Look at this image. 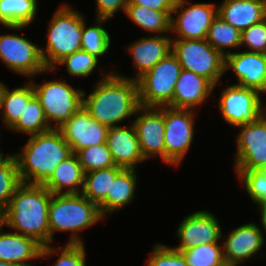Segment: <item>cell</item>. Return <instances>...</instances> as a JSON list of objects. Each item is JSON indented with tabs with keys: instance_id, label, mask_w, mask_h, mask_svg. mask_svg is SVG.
<instances>
[{
	"instance_id": "obj_1",
	"label": "cell",
	"mask_w": 266,
	"mask_h": 266,
	"mask_svg": "<svg viewBox=\"0 0 266 266\" xmlns=\"http://www.w3.org/2000/svg\"><path fill=\"white\" fill-rule=\"evenodd\" d=\"M102 70L100 72L103 75L91 93L87 95L84 91L83 107L100 124L107 127L120 126L117 124L135 116L141 107L138 80L121 75L120 72Z\"/></svg>"
},
{
	"instance_id": "obj_2",
	"label": "cell",
	"mask_w": 266,
	"mask_h": 266,
	"mask_svg": "<svg viewBox=\"0 0 266 266\" xmlns=\"http://www.w3.org/2000/svg\"><path fill=\"white\" fill-rule=\"evenodd\" d=\"M51 196L44 185L22 183L1 213L2 225L33 238L42 247L50 245L48 209Z\"/></svg>"
},
{
	"instance_id": "obj_3",
	"label": "cell",
	"mask_w": 266,
	"mask_h": 266,
	"mask_svg": "<svg viewBox=\"0 0 266 266\" xmlns=\"http://www.w3.org/2000/svg\"><path fill=\"white\" fill-rule=\"evenodd\" d=\"M73 154L58 129L32 135L19 153L17 161L22 183L43 185L56 166Z\"/></svg>"
},
{
	"instance_id": "obj_4",
	"label": "cell",
	"mask_w": 266,
	"mask_h": 266,
	"mask_svg": "<svg viewBox=\"0 0 266 266\" xmlns=\"http://www.w3.org/2000/svg\"><path fill=\"white\" fill-rule=\"evenodd\" d=\"M103 217L100 207L81 193L52 194L48 209L50 244L54 241V232L58 231L71 232L67 243H84L81 231L92 227Z\"/></svg>"
},
{
	"instance_id": "obj_5",
	"label": "cell",
	"mask_w": 266,
	"mask_h": 266,
	"mask_svg": "<svg viewBox=\"0 0 266 266\" xmlns=\"http://www.w3.org/2000/svg\"><path fill=\"white\" fill-rule=\"evenodd\" d=\"M67 4H60L47 28V44L40 46L44 65L53 69L65 56L81 50L84 14L73 10Z\"/></svg>"
},
{
	"instance_id": "obj_6",
	"label": "cell",
	"mask_w": 266,
	"mask_h": 266,
	"mask_svg": "<svg viewBox=\"0 0 266 266\" xmlns=\"http://www.w3.org/2000/svg\"><path fill=\"white\" fill-rule=\"evenodd\" d=\"M30 81L51 129L61 127L83 107L84 90L73 88L65 79L48 82L45 80L39 85L33 83L32 79Z\"/></svg>"
},
{
	"instance_id": "obj_7",
	"label": "cell",
	"mask_w": 266,
	"mask_h": 266,
	"mask_svg": "<svg viewBox=\"0 0 266 266\" xmlns=\"http://www.w3.org/2000/svg\"><path fill=\"white\" fill-rule=\"evenodd\" d=\"M171 52L182 69L208 79L215 87L225 75V57L206 39H173Z\"/></svg>"
},
{
	"instance_id": "obj_8",
	"label": "cell",
	"mask_w": 266,
	"mask_h": 266,
	"mask_svg": "<svg viewBox=\"0 0 266 266\" xmlns=\"http://www.w3.org/2000/svg\"><path fill=\"white\" fill-rule=\"evenodd\" d=\"M182 66L171 52L138 79L142 107H172V98Z\"/></svg>"
},
{
	"instance_id": "obj_9",
	"label": "cell",
	"mask_w": 266,
	"mask_h": 266,
	"mask_svg": "<svg viewBox=\"0 0 266 266\" xmlns=\"http://www.w3.org/2000/svg\"><path fill=\"white\" fill-rule=\"evenodd\" d=\"M195 110L164 106L165 163L178 166L194 139Z\"/></svg>"
},
{
	"instance_id": "obj_10",
	"label": "cell",
	"mask_w": 266,
	"mask_h": 266,
	"mask_svg": "<svg viewBox=\"0 0 266 266\" xmlns=\"http://www.w3.org/2000/svg\"><path fill=\"white\" fill-rule=\"evenodd\" d=\"M0 60L12 70L29 79L42 72H51L44 65L39 45L16 34L0 35Z\"/></svg>"
},
{
	"instance_id": "obj_11",
	"label": "cell",
	"mask_w": 266,
	"mask_h": 266,
	"mask_svg": "<svg viewBox=\"0 0 266 266\" xmlns=\"http://www.w3.org/2000/svg\"><path fill=\"white\" fill-rule=\"evenodd\" d=\"M255 89L236 84L222 89L218 107L224 121L233 127L256 121L266 112V105Z\"/></svg>"
},
{
	"instance_id": "obj_12",
	"label": "cell",
	"mask_w": 266,
	"mask_h": 266,
	"mask_svg": "<svg viewBox=\"0 0 266 266\" xmlns=\"http://www.w3.org/2000/svg\"><path fill=\"white\" fill-rule=\"evenodd\" d=\"M234 171L266 168V112L256 121L237 126Z\"/></svg>"
},
{
	"instance_id": "obj_13",
	"label": "cell",
	"mask_w": 266,
	"mask_h": 266,
	"mask_svg": "<svg viewBox=\"0 0 266 266\" xmlns=\"http://www.w3.org/2000/svg\"><path fill=\"white\" fill-rule=\"evenodd\" d=\"M177 14V17L172 15ZM217 16L214 3H188L177 0L171 13L170 32L176 39H206L213 19Z\"/></svg>"
},
{
	"instance_id": "obj_14",
	"label": "cell",
	"mask_w": 266,
	"mask_h": 266,
	"mask_svg": "<svg viewBox=\"0 0 266 266\" xmlns=\"http://www.w3.org/2000/svg\"><path fill=\"white\" fill-rule=\"evenodd\" d=\"M132 122L145 160L160 157L165 162L164 106L140 107Z\"/></svg>"
},
{
	"instance_id": "obj_15",
	"label": "cell",
	"mask_w": 266,
	"mask_h": 266,
	"mask_svg": "<svg viewBox=\"0 0 266 266\" xmlns=\"http://www.w3.org/2000/svg\"><path fill=\"white\" fill-rule=\"evenodd\" d=\"M219 223L208 210L196 211L184 217L176 231L180 243L172 248L184 251L198 245L220 242L223 231Z\"/></svg>"
},
{
	"instance_id": "obj_16",
	"label": "cell",
	"mask_w": 266,
	"mask_h": 266,
	"mask_svg": "<svg viewBox=\"0 0 266 266\" xmlns=\"http://www.w3.org/2000/svg\"><path fill=\"white\" fill-rule=\"evenodd\" d=\"M263 231L258 224L249 222L238 226L224 237L222 242L223 258L225 264L240 266L249 258L257 255L265 245ZM262 247V248H261Z\"/></svg>"
},
{
	"instance_id": "obj_17",
	"label": "cell",
	"mask_w": 266,
	"mask_h": 266,
	"mask_svg": "<svg viewBox=\"0 0 266 266\" xmlns=\"http://www.w3.org/2000/svg\"><path fill=\"white\" fill-rule=\"evenodd\" d=\"M109 127L92 118L88 111L81 107L58 130L70 145L72 152L106 143Z\"/></svg>"
},
{
	"instance_id": "obj_18",
	"label": "cell",
	"mask_w": 266,
	"mask_h": 266,
	"mask_svg": "<svg viewBox=\"0 0 266 266\" xmlns=\"http://www.w3.org/2000/svg\"><path fill=\"white\" fill-rule=\"evenodd\" d=\"M225 73L232 70L237 77L236 85L266 93V54L231 52L225 56Z\"/></svg>"
},
{
	"instance_id": "obj_19",
	"label": "cell",
	"mask_w": 266,
	"mask_h": 266,
	"mask_svg": "<svg viewBox=\"0 0 266 266\" xmlns=\"http://www.w3.org/2000/svg\"><path fill=\"white\" fill-rule=\"evenodd\" d=\"M106 143L116 166L137 169L138 163L145 162L132 123L127 126L109 127Z\"/></svg>"
},
{
	"instance_id": "obj_20",
	"label": "cell",
	"mask_w": 266,
	"mask_h": 266,
	"mask_svg": "<svg viewBox=\"0 0 266 266\" xmlns=\"http://www.w3.org/2000/svg\"><path fill=\"white\" fill-rule=\"evenodd\" d=\"M127 49L136 68V74L133 79L138 80L171 53L172 36L170 37L166 34L165 36H144L129 44Z\"/></svg>"
},
{
	"instance_id": "obj_21",
	"label": "cell",
	"mask_w": 266,
	"mask_h": 266,
	"mask_svg": "<svg viewBox=\"0 0 266 266\" xmlns=\"http://www.w3.org/2000/svg\"><path fill=\"white\" fill-rule=\"evenodd\" d=\"M214 89L215 86L205 77L182 69L175 85L172 108L196 110L208 101Z\"/></svg>"
},
{
	"instance_id": "obj_22",
	"label": "cell",
	"mask_w": 266,
	"mask_h": 266,
	"mask_svg": "<svg viewBox=\"0 0 266 266\" xmlns=\"http://www.w3.org/2000/svg\"><path fill=\"white\" fill-rule=\"evenodd\" d=\"M217 15L242 32L266 18V0H223Z\"/></svg>"
},
{
	"instance_id": "obj_23",
	"label": "cell",
	"mask_w": 266,
	"mask_h": 266,
	"mask_svg": "<svg viewBox=\"0 0 266 266\" xmlns=\"http://www.w3.org/2000/svg\"><path fill=\"white\" fill-rule=\"evenodd\" d=\"M0 223V261L32 266L30 260L39 259L42 246L33 238L16 232H3Z\"/></svg>"
},
{
	"instance_id": "obj_24",
	"label": "cell",
	"mask_w": 266,
	"mask_h": 266,
	"mask_svg": "<svg viewBox=\"0 0 266 266\" xmlns=\"http://www.w3.org/2000/svg\"><path fill=\"white\" fill-rule=\"evenodd\" d=\"M84 171L75 153L61 161L43 184L52 194H78L84 185ZM67 188V190H65ZM65 190V191H63Z\"/></svg>"
},
{
	"instance_id": "obj_25",
	"label": "cell",
	"mask_w": 266,
	"mask_h": 266,
	"mask_svg": "<svg viewBox=\"0 0 266 266\" xmlns=\"http://www.w3.org/2000/svg\"><path fill=\"white\" fill-rule=\"evenodd\" d=\"M138 175L136 169H123L112 180L110 192L98 205L104 216H111L115 211L130 204L135 199Z\"/></svg>"
},
{
	"instance_id": "obj_26",
	"label": "cell",
	"mask_w": 266,
	"mask_h": 266,
	"mask_svg": "<svg viewBox=\"0 0 266 266\" xmlns=\"http://www.w3.org/2000/svg\"><path fill=\"white\" fill-rule=\"evenodd\" d=\"M38 0H0V24L10 30H19L30 25L38 10Z\"/></svg>"
},
{
	"instance_id": "obj_27",
	"label": "cell",
	"mask_w": 266,
	"mask_h": 266,
	"mask_svg": "<svg viewBox=\"0 0 266 266\" xmlns=\"http://www.w3.org/2000/svg\"><path fill=\"white\" fill-rule=\"evenodd\" d=\"M23 85L11 90L5 84L3 88L0 114L4 123L2 125H5L8 129L18 121L28 102L35 96L31 81Z\"/></svg>"
},
{
	"instance_id": "obj_28",
	"label": "cell",
	"mask_w": 266,
	"mask_h": 266,
	"mask_svg": "<svg viewBox=\"0 0 266 266\" xmlns=\"http://www.w3.org/2000/svg\"><path fill=\"white\" fill-rule=\"evenodd\" d=\"M125 15L145 32L164 35L170 33L172 11H157L145 6L127 4Z\"/></svg>"
},
{
	"instance_id": "obj_29",
	"label": "cell",
	"mask_w": 266,
	"mask_h": 266,
	"mask_svg": "<svg viewBox=\"0 0 266 266\" xmlns=\"http://www.w3.org/2000/svg\"><path fill=\"white\" fill-rule=\"evenodd\" d=\"M123 169L115 165L107 169L85 173L81 194L98 206L110 192L112 180H115Z\"/></svg>"
},
{
	"instance_id": "obj_30",
	"label": "cell",
	"mask_w": 266,
	"mask_h": 266,
	"mask_svg": "<svg viewBox=\"0 0 266 266\" xmlns=\"http://www.w3.org/2000/svg\"><path fill=\"white\" fill-rule=\"evenodd\" d=\"M207 42L224 57L231 53L226 48L238 49L241 47V32L217 15L209 28Z\"/></svg>"
},
{
	"instance_id": "obj_31",
	"label": "cell",
	"mask_w": 266,
	"mask_h": 266,
	"mask_svg": "<svg viewBox=\"0 0 266 266\" xmlns=\"http://www.w3.org/2000/svg\"><path fill=\"white\" fill-rule=\"evenodd\" d=\"M95 20V25L90 27H87L86 21L83 22L81 50L89 52L99 59L106 53L108 54L111 37L104 27V23L109 19L95 18Z\"/></svg>"
},
{
	"instance_id": "obj_32",
	"label": "cell",
	"mask_w": 266,
	"mask_h": 266,
	"mask_svg": "<svg viewBox=\"0 0 266 266\" xmlns=\"http://www.w3.org/2000/svg\"><path fill=\"white\" fill-rule=\"evenodd\" d=\"M10 130L27 134L29 136L51 130L46 121L44 110L36 96L28 102L18 121L10 128Z\"/></svg>"
},
{
	"instance_id": "obj_33",
	"label": "cell",
	"mask_w": 266,
	"mask_h": 266,
	"mask_svg": "<svg viewBox=\"0 0 266 266\" xmlns=\"http://www.w3.org/2000/svg\"><path fill=\"white\" fill-rule=\"evenodd\" d=\"M21 184L17 161L12 153L0 164V213L8 207L11 197Z\"/></svg>"
},
{
	"instance_id": "obj_34",
	"label": "cell",
	"mask_w": 266,
	"mask_h": 266,
	"mask_svg": "<svg viewBox=\"0 0 266 266\" xmlns=\"http://www.w3.org/2000/svg\"><path fill=\"white\" fill-rule=\"evenodd\" d=\"M183 253L188 266H223L222 246L219 243L202 244L180 251Z\"/></svg>"
},
{
	"instance_id": "obj_35",
	"label": "cell",
	"mask_w": 266,
	"mask_h": 266,
	"mask_svg": "<svg viewBox=\"0 0 266 266\" xmlns=\"http://www.w3.org/2000/svg\"><path fill=\"white\" fill-rule=\"evenodd\" d=\"M75 154L84 173L115 166L107 143L80 149Z\"/></svg>"
},
{
	"instance_id": "obj_36",
	"label": "cell",
	"mask_w": 266,
	"mask_h": 266,
	"mask_svg": "<svg viewBox=\"0 0 266 266\" xmlns=\"http://www.w3.org/2000/svg\"><path fill=\"white\" fill-rule=\"evenodd\" d=\"M86 249L85 244L66 243L63 247H52V245L43 246L41 248L40 258H46L54 254L59 257L54 266H86Z\"/></svg>"
},
{
	"instance_id": "obj_37",
	"label": "cell",
	"mask_w": 266,
	"mask_h": 266,
	"mask_svg": "<svg viewBox=\"0 0 266 266\" xmlns=\"http://www.w3.org/2000/svg\"><path fill=\"white\" fill-rule=\"evenodd\" d=\"M98 62L99 59L89 52L79 50L65 56L52 70H56L59 67L58 65H66V70L70 76L79 78L88 77L95 70Z\"/></svg>"
},
{
	"instance_id": "obj_38",
	"label": "cell",
	"mask_w": 266,
	"mask_h": 266,
	"mask_svg": "<svg viewBox=\"0 0 266 266\" xmlns=\"http://www.w3.org/2000/svg\"><path fill=\"white\" fill-rule=\"evenodd\" d=\"M235 172L252 202L258 204L266 200V168L264 170Z\"/></svg>"
},
{
	"instance_id": "obj_39",
	"label": "cell",
	"mask_w": 266,
	"mask_h": 266,
	"mask_svg": "<svg viewBox=\"0 0 266 266\" xmlns=\"http://www.w3.org/2000/svg\"><path fill=\"white\" fill-rule=\"evenodd\" d=\"M147 266H188L182 252L164 244L156 243Z\"/></svg>"
},
{
	"instance_id": "obj_40",
	"label": "cell",
	"mask_w": 266,
	"mask_h": 266,
	"mask_svg": "<svg viewBox=\"0 0 266 266\" xmlns=\"http://www.w3.org/2000/svg\"><path fill=\"white\" fill-rule=\"evenodd\" d=\"M240 46L249 52L266 54V18L241 32Z\"/></svg>"
},
{
	"instance_id": "obj_41",
	"label": "cell",
	"mask_w": 266,
	"mask_h": 266,
	"mask_svg": "<svg viewBox=\"0 0 266 266\" xmlns=\"http://www.w3.org/2000/svg\"><path fill=\"white\" fill-rule=\"evenodd\" d=\"M96 18L111 19L120 9L125 12L129 0H95Z\"/></svg>"
},
{
	"instance_id": "obj_42",
	"label": "cell",
	"mask_w": 266,
	"mask_h": 266,
	"mask_svg": "<svg viewBox=\"0 0 266 266\" xmlns=\"http://www.w3.org/2000/svg\"><path fill=\"white\" fill-rule=\"evenodd\" d=\"M177 0H129L128 4H136L157 11H173Z\"/></svg>"
},
{
	"instance_id": "obj_43",
	"label": "cell",
	"mask_w": 266,
	"mask_h": 266,
	"mask_svg": "<svg viewBox=\"0 0 266 266\" xmlns=\"http://www.w3.org/2000/svg\"><path fill=\"white\" fill-rule=\"evenodd\" d=\"M257 207L261 215L260 225H262V227H260V229L262 230V228H264L263 230L265 231L266 234V200L259 202L257 204Z\"/></svg>"
},
{
	"instance_id": "obj_44",
	"label": "cell",
	"mask_w": 266,
	"mask_h": 266,
	"mask_svg": "<svg viewBox=\"0 0 266 266\" xmlns=\"http://www.w3.org/2000/svg\"><path fill=\"white\" fill-rule=\"evenodd\" d=\"M0 266H25V265L6 262V261H0Z\"/></svg>"
},
{
	"instance_id": "obj_45",
	"label": "cell",
	"mask_w": 266,
	"mask_h": 266,
	"mask_svg": "<svg viewBox=\"0 0 266 266\" xmlns=\"http://www.w3.org/2000/svg\"><path fill=\"white\" fill-rule=\"evenodd\" d=\"M11 154H5V156L3 155V153L0 150V164H2L3 162H5Z\"/></svg>"
},
{
	"instance_id": "obj_46",
	"label": "cell",
	"mask_w": 266,
	"mask_h": 266,
	"mask_svg": "<svg viewBox=\"0 0 266 266\" xmlns=\"http://www.w3.org/2000/svg\"><path fill=\"white\" fill-rule=\"evenodd\" d=\"M4 86H5V84L2 81H0V107H1V98H2Z\"/></svg>"
}]
</instances>
